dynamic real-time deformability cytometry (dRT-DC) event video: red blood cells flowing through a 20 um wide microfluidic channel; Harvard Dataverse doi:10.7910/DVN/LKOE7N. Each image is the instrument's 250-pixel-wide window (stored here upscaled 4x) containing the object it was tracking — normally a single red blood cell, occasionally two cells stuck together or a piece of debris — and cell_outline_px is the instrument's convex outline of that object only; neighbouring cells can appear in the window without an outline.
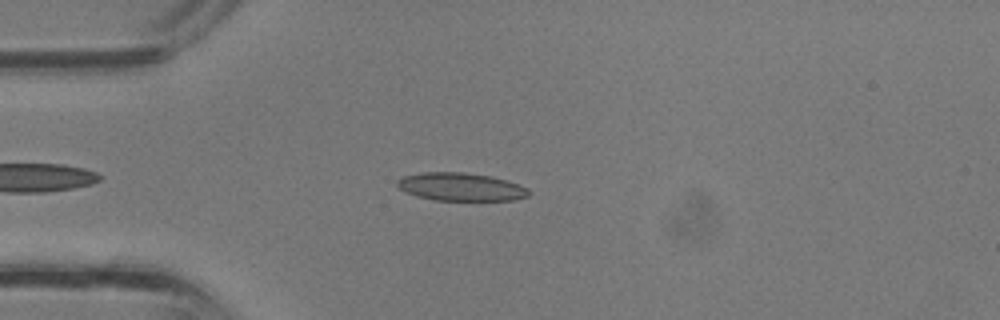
{"species": "common noctule bat (a hibernating species)", "species_latin": "Nyctalus noctula", "temperature_condition": "room temperature", "stored_images_in_passage": 30, "camera_frame_rate_fps": 3000, "um_per_image_px": 0.085, "animal": {"sex": "male", "body_mass_g": 13.3}, "frame": {"image": 1, "passage_image": 5, "time_ms": 1.333, "image_size_px": [1000, 320], "cell_outline_px": [[532, 192], [528, 196], [516, 200], [436, 200], [416, 196], [404, 192], [396, 184], [396, 180], [404, 176], [424, 172], [464, 172], [488, 176], [504, 180], [528, 188]], "centroid_in_image_um": [39.15, 15.89], "position_along_channel_um": 45.8, "area_um2": 21.39}}
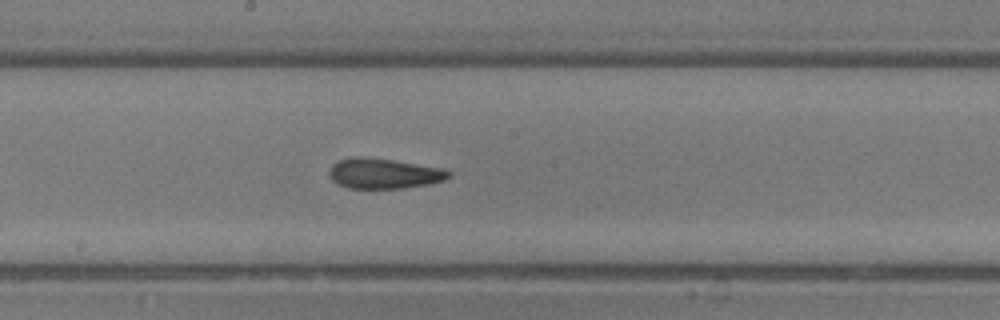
{"frame": {"image": 2, "passage_image": 15, "time_ms": 4.667, "image_size_px": [1000, 320], "cell_outline_px": [[452, 176], [444, 180], [428, 184], [404, 188], [348, 188], [336, 184], [328, 176], [328, 172], [332, 164], [340, 160], [352, 156], [364, 156], [392, 160], [444, 168], [452, 172]], "centroid_in_image_um": [32.61, 14.74], "position_along_channel_um": 215.6, "area_um2": 21.33}}
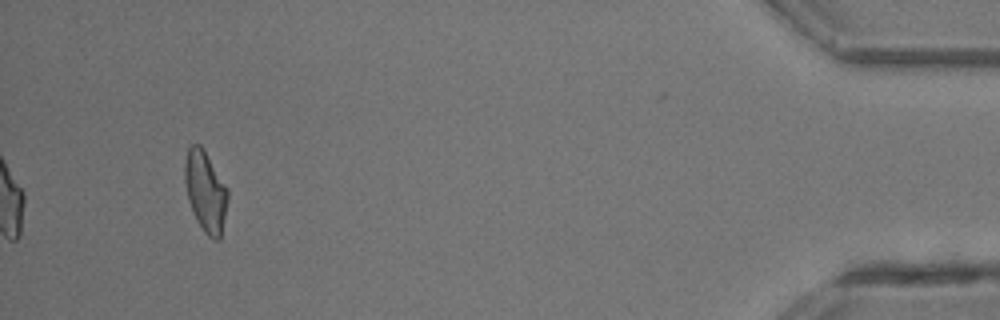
{"frame": {"image": 3, "passage_image": 30, "time_ms": 9.667, "image_size_px": [1000, 320], "cell_outline_px": [[228, 200], [220, 240], [212, 240], [204, 232], [196, 220], [188, 200], [184, 180], [184, 160], [188, 148], [192, 144], [200, 144], [204, 148], [228, 188]], "centroid_in_image_um": [17.46, 16.25], "position_along_channel_um": 417.7, "area_um2": 20.58}}